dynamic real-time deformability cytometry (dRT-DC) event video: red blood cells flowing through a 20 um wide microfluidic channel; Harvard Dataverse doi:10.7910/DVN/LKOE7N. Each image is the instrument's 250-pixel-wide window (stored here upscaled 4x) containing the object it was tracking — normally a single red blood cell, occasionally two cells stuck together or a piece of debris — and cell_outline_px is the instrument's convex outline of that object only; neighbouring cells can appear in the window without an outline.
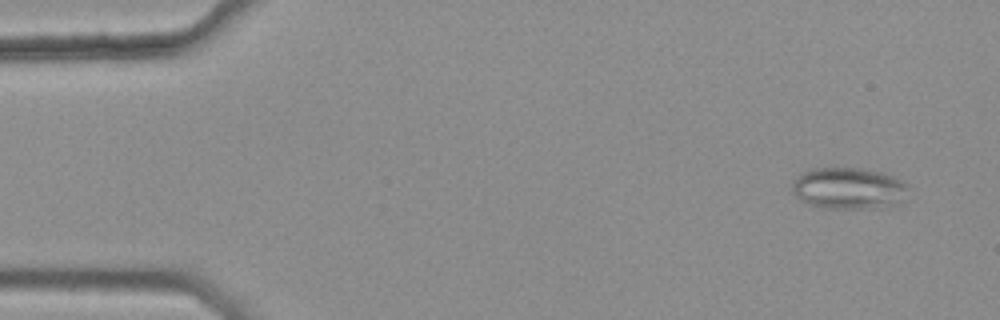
{"species": "common noctule bat (a hibernating species)", "species_latin": "Nyctalus noctula", "temperature_condition": "warm", "stored_images_in_passage": 6, "camera_frame_rate_fps": 3000, "um_per_image_px": 0.085, "animal": {"sex": "female", "body_mass_g": 25.1}, "frame": {"image": 1, "passage_image": 1, "time_ms": 0.0, "image_size_px": [1000, 320], "cell_outline_px": [[908, 188], [904, 200], [896, 204], [872, 208], [824, 208], [808, 204], [800, 200], [792, 192], [792, 184], [804, 172], [812, 168], [860, 168], [880, 172], [892, 176], [908, 184]], "centroid_in_image_um": [72.14, 16.01], "position_along_channel_um": 12.9, "area_um2": 27.98}}
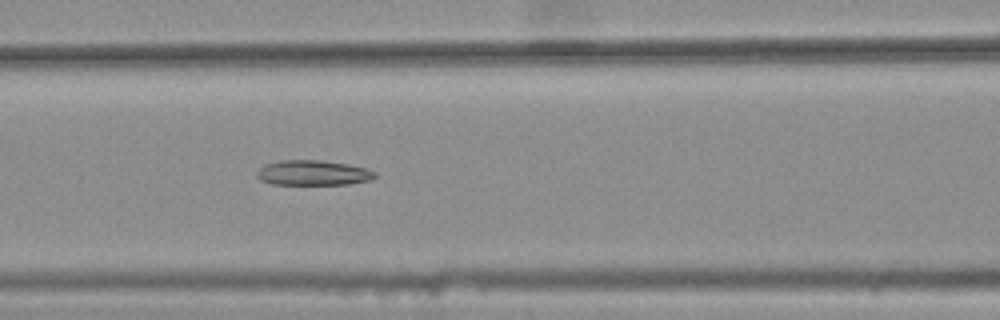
{"frame": {"image": 2, "passage_image": 6, "time_ms": 1.667, "image_size_px": [1000, 320], "cell_outline_px": [[376, 176], [372, 180], [348, 184], [272, 184], [260, 180], [256, 176], [256, 172], [264, 164], [280, 160], [320, 160], [348, 164], [364, 168], [376, 172]], "centroid_in_image_um": [26.59, 14.69], "position_along_channel_um": 140.0, "area_um2": 17.28}}